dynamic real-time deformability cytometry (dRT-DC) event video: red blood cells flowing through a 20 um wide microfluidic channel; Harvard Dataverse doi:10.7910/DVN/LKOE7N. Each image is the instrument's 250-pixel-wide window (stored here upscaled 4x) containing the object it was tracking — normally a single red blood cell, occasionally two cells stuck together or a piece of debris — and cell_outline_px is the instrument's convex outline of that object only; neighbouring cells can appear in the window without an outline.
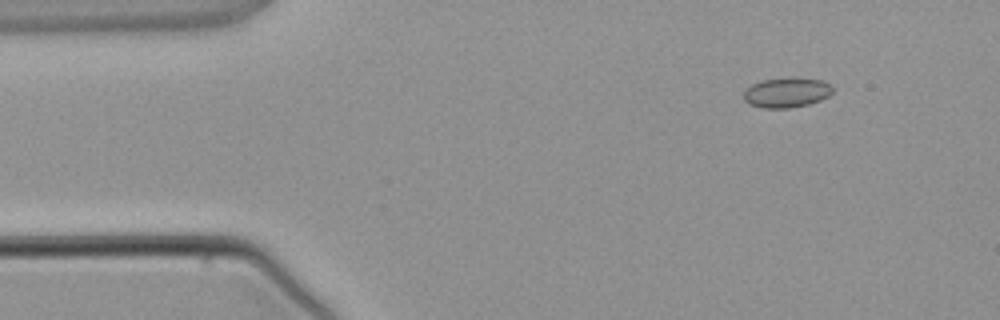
{"species": "common noctule bat (a hibernating species)", "species_latin": "Nyctalus noctula", "temperature_condition": "warm", "stored_images_in_passage": 3, "camera_frame_rate_fps": 3000, "um_per_image_px": 0.085, "animal": {"sex": "male", "body_mass_g": 21.5, "forearm_length_mm": 52.0}, "frame": {"image": 1, "passage_image": 1, "time_ms": 0.0, "image_size_px": [1000, 320], "cell_outline_px": [[832, 92], [828, 96], [820, 100], [808, 104], [788, 108], [764, 108], [748, 104], [744, 100], [744, 92], [752, 84], [760, 80], [788, 76], [796, 76], [824, 80], [832, 84]], "centroid_in_image_um": [66.88, 7.83], "position_along_channel_um": 18.1, "area_um2": 15.95}}
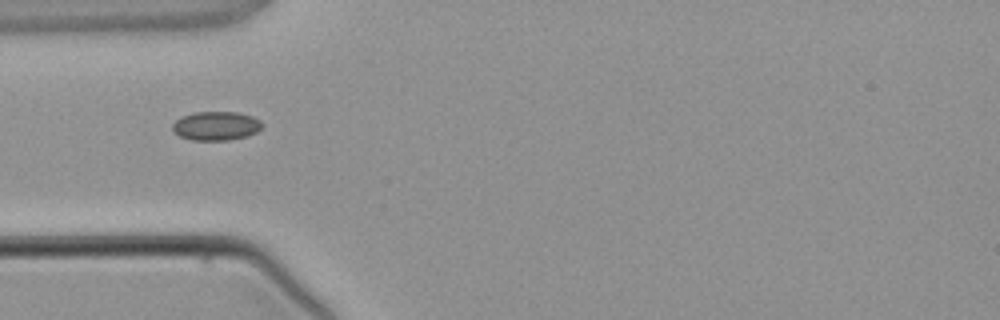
{"frame": {"image": 2, "passage_image": 3, "time_ms": 2.667, "image_size_px": [1000, 320], "cell_outline_px": [[264, 124], [256, 132], [248, 136], [228, 140], [192, 140], [180, 136], [172, 128], [172, 124], [180, 116], [192, 112], [236, 112], [252, 116], [260, 120]], "centroid_in_image_um": [18.36, 10.69], "position_along_channel_um": 66.6, "area_um2": 15.14}}